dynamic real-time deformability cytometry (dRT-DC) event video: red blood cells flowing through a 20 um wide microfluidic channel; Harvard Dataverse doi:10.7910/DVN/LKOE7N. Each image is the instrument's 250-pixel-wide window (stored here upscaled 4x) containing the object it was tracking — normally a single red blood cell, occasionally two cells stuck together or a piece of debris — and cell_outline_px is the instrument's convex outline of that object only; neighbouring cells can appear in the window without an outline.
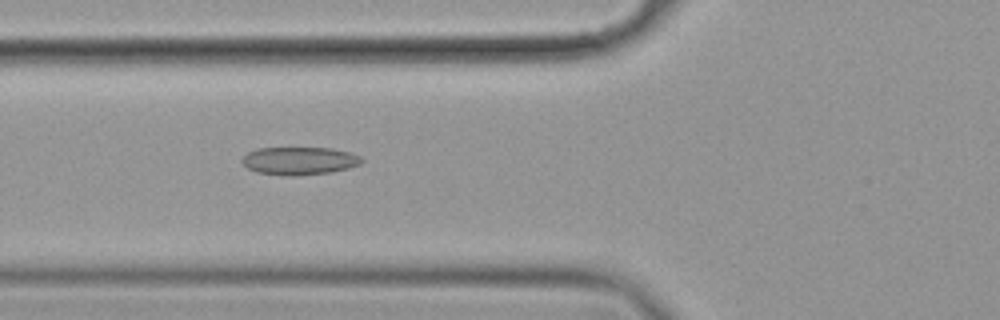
{"species": "common noctule bat (a hibernating species)", "species_latin": "Nyctalus noctula", "temperature_condition": "cold", "stored_images_in_passage": 57, "camera_frame_rate_fps": 3000, "um_per_image_px": 0.085, "animal": {"sex": "female", "body_mass_g": 19.9}, "frame": {"image": 1, "passage_image": 22, "time_ms": 7.0, "image_size_px": [1000, 320], "cell_outline_px": [[364, 160], [360, 164], [348, 168], [332, 172], [296, 176], [292, 176], [256, 172], [248, 168], [240, 160], [248, 152], [256, 148], [332, 148], [348, 152], [360, 156]], "centroid_in_image_um": [25.44, 13.67], "position_along_channel_um": 100.4, "area_um2": 19.42}}
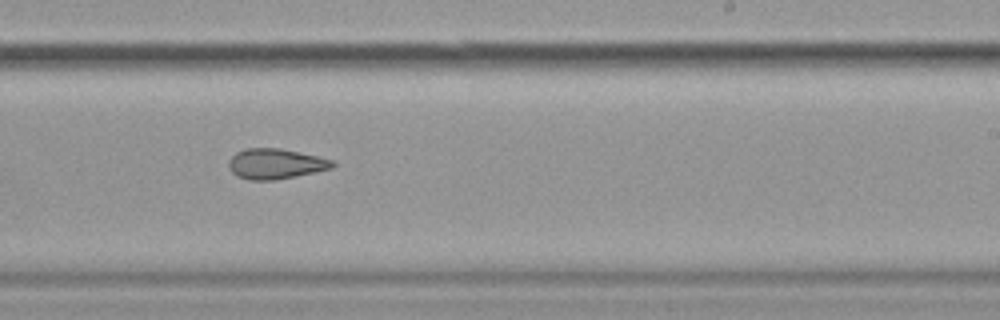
{"frame": {"image": 2, "passage_image": 36, "time_ms": 11.667, "image_size_px": [1000, 320], "cell_outline_px": [[336, 164], [332, 168], [316, 172], [276, 180], [248, 180], [236, 176], [228, 168], [228, 160], [236, 152], [244, 148], [280, 148], [300, 152], [336, 160]], "centroid_in_image_um": [23.43, 13.92], "position_along_channel_um": 265.6, "area_um2": 18.67}}
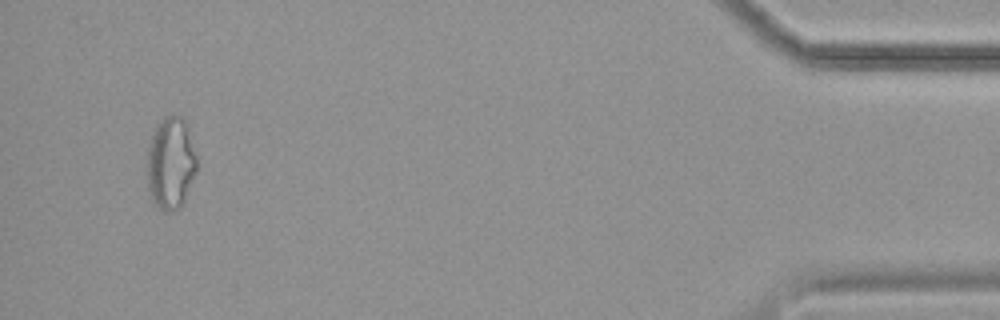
{"frame": {"image": 3, "passage_image": 55, "time_ms": 18.0, "image_size_px": [1000, 320], "cell_outline_px": [[196, 172], [184, 200], [180, 208], [172, 212], [168, 212], [160, 208], [152, 200], [148, 188], [144, 164], [148, 144], [152, 132], [156, 124], [164, 116], [172, 112], [184, 116], [188, 124], [196, 156]], "centroid_in_image_um": [14.47, 13.79], "position_along_channel_um": 420.7, "area_um2": 27.8}, "authors_computed_cell_mechanics": {"area_um2": 20.808, "velocity_mm_per_s": 3.5423, "shape_relaxation_time_tau1_ms": null, "shape_relaxation_time_tau2_ms": 3.2327, "deformation_change_tau1": null, "deformation_change_tau2": 0.1036}}